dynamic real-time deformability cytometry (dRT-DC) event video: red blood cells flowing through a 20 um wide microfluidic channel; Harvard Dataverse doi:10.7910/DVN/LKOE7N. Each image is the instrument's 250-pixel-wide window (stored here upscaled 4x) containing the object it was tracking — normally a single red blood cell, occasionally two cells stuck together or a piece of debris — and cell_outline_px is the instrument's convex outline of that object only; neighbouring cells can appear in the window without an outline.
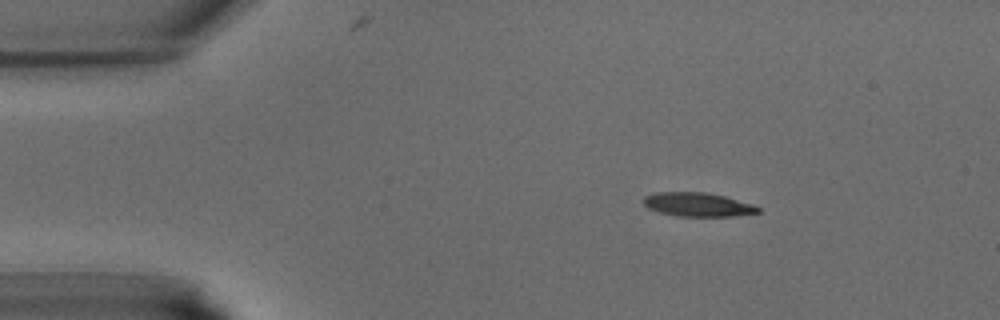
{"species": "common noctule bat (a hibernating species)", "species_latin": "Nyctalus noctula", "temperature_condition": "warm", "stored_images_in_passage": 36, "camera_frame_rate_fps": 3000, "um_per_image_px": 0.085, "animal": {"sex": "male", "body_mass_g": 15.6}, "frame": {"image": 1, "passage_image": 1, "time_ms": 0.0, "image_size_px": [1000, 320], "cell_outline_px": [[760, 212], [732, 216], [676, 216], [660, 212], [648, 208], [644, 204], [644, 196], [656, 192], [704, 192], [724, 196], [752, 204], [760, 208]], "centroid_in_image_um": [59.29, 17.38], "position_along_channel_um": 25.7, "area_um2": 15.78}}
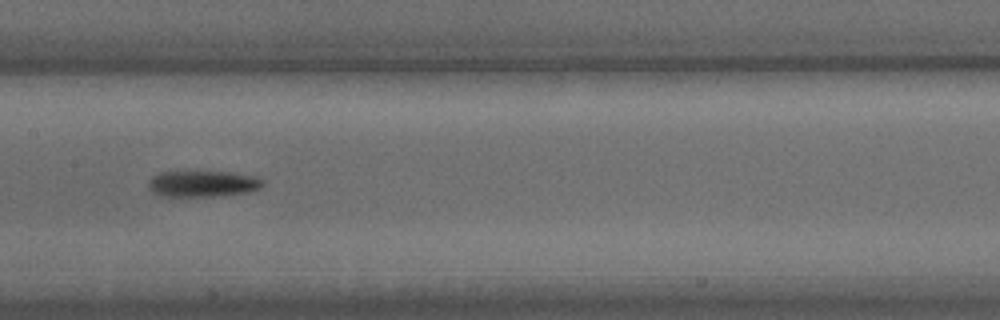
{"frame": {"image": 2, "passage_image": 15, "time_ms": 4.667, "image_size_px": [1000, 320], "cell_outline_px": [[264, 184], [260, 188], [248, 192], [220, 196], [160, 196], [152, 192], [148, 188], [148, 180], [152, 176], [160, 172], [228, 172], [256, 176], [264, 180]], "centroid_in_image_um": [17.23, 15.62], "position_along_channel_um": 190.2, "area_um2": 17.57}}
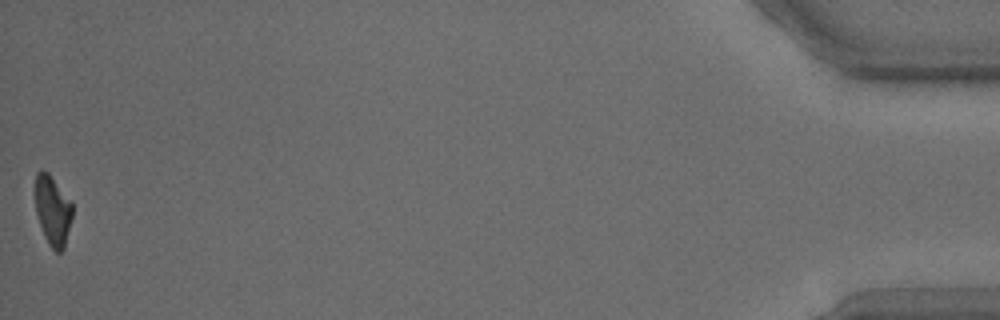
{"frame": {"image": 3, "passage_image": 36, "time_ms": 11.667, "image_size_px": [1000, 320], "cell_outline_px": [[72, 216], [64, 248], [60, 252], [56, 252], [48, 244], [44, 236], [36, 212], [36, 172], [40, 168], [48, 172], [72, 200]], "centroid_in_image_um": [4.49, 17.86], "position_along_channel_um": 430.7, "area_um2": 15.14}}